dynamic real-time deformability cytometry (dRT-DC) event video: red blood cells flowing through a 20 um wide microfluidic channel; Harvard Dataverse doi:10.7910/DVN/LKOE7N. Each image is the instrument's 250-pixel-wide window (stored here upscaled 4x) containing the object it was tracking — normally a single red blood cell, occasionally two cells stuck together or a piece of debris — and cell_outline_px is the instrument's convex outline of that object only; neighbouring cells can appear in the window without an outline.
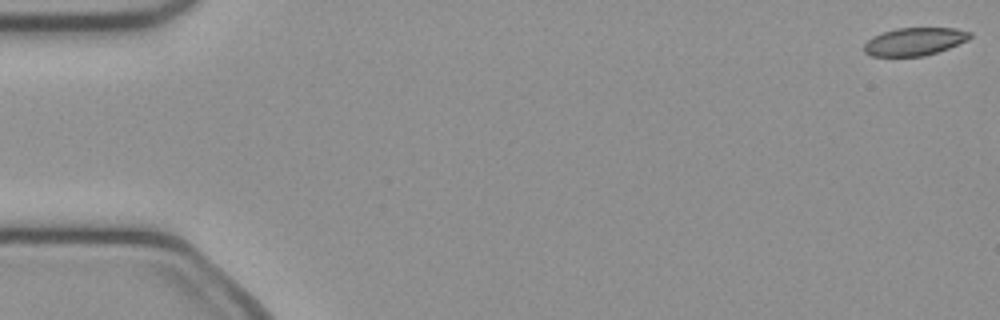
{"species": "common noctule bat (a hibernating species)", "species_latin": "Nyctalus noctula", "temperature_condition": "cold", "stored_images_in_passage": 8, "camera_frame_rate_fps": 3000, "um_per_image_px": 0.085, "animal": {"sex": "female", "body_mass_g": 21.9}, "frame": {"image": 1, "passage_image": 1, "time_ms": 0.0, "image_size_px": [1000, 320], "cell_outline_px": [[972, 36], [968, 40], [948, 48], [924, 56], [872, 56], [864, 52], [864, 44], [872, 36], [896, 28], [956, 28], [972, 32]], "centroid_in_image_um": [77.74, 3.52], "position_along_channel_um": 7.3, "area_um2": 17.17}}